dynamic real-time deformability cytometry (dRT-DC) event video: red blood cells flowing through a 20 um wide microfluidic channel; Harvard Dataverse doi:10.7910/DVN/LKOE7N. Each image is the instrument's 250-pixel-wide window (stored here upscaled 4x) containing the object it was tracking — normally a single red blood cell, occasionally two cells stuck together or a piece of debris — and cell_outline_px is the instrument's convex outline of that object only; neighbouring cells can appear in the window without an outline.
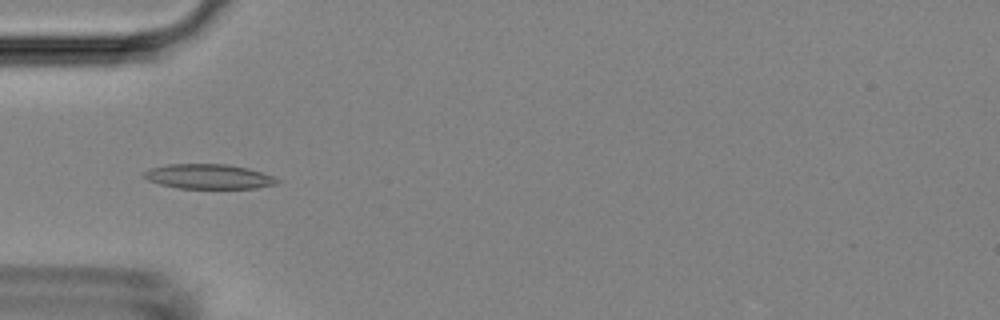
{"species": "Egyptian fruit bat (a non-hibernating species)", "species_latin": "Rousettus aegyptiacus", "temperature_condition": "room temperature", "stored_images_in_passage": 53, "camera_frame_rate_fps": 3000, "um_per_image_px": 0.085, "animal": {"sex": "female"}, "frame": {"image": 1, "passage_image": 17, "time_ms": 5.333, "image_size_px": [1000, 320], "cell_outline_px": [[280, 180], [276, 184], [256, 188], [180, 188], [160, 184], [148, 180], [144, 176], [144, 172], [148, 168], [168, 164], [228, 164], [248, 168], [272, 176]], "centroid_in_image_um": [17.72, 15.0], "position_along_channel_um": 67.3, "area_um2": 19.07}}
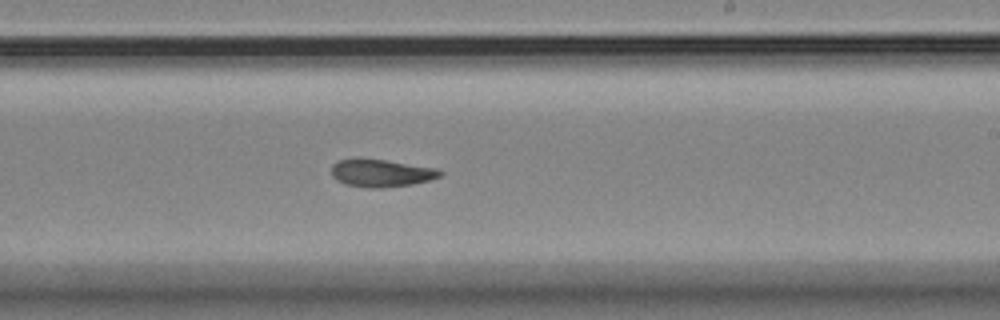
{"frame": {"image": 2, "passage_image": 32, "time_ms": 10.333, "image_size_px": [1000, 320], "cell_outline_px": [[444, 172], [440, 176], [428, 180], [412, 184], [380, 188], [368, 188], [344, 184], [336, 180], [332, 176], [332, 164], [336, 160], [356, 156], [360, 156], [440, 168]], "centroid_in_image_um": [32.36, 14.67], "position_along_channel_um": 256.6, "area_um2": 18.15}}
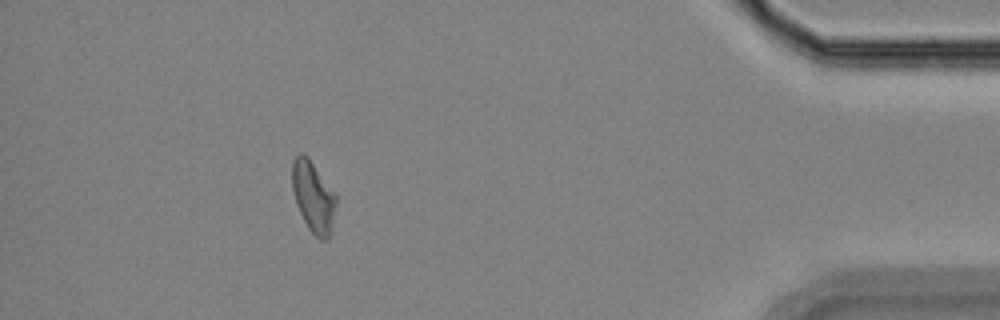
{"frame": {"image": 3, "passage_image": 48, "time_ms": 15.667, "image_size_px": [1000, 320], "cell_outline_px": [[336, 204], [332, 232], [328, 240], [320, 240], [308, 228], [296, 204], [292, 192], [292, 160], [300, 152], [304, 152], [308, 156], [336, 196]], "centroid_in_image_um": [26.62, 16.73], "position_along_channel_um": 408.6, "area_um2": 18.26}, "authors_computed_cell_mechanics": {"area_um2": 18.1492, "velocity_mm_per_s": 3.7822, "shape_relaxation_time_tau1_ms": 4.0973, "shape_relaxation_time_tau2_ms": 2.3018, "deformation_change_tau1": 0.1226, "deformation_change_tau2": 0.0759}}